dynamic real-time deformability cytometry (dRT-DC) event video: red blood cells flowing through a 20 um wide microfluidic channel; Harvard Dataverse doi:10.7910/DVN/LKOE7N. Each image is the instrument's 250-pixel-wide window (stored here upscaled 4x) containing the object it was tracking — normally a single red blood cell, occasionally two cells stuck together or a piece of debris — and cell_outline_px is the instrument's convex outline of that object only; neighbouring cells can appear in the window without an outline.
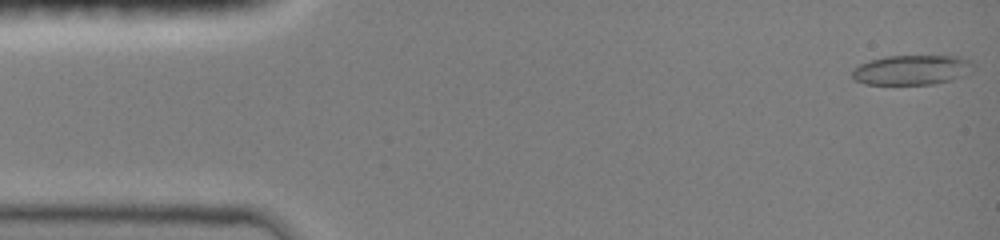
{"species": "common noctule bat (a hibernating species)", "species_latin": "Nyctalus noctula", "temperature_condition": "room temperature", "stored_images_in_passage": 33, "camera_frame_rate_fps": 3000, "um_per_image_px": 0.085, "animal": {"sex": "female", "body_mass_g": 19.0, "forearm_length_mm": 51.5}, "frame": {"image": 1, "passage_image": 1, "time_ms": 0.0, "image_size_px": [1000, 240], "cell_outline_px": [[976, 68], [972, 72], [964, 76], [952, 80], [932, 84], [864, 84], [856, 80], [852, 76], [852, 72], [860, 64], [868, 60], [888, 56], [960, 56], [976, 64]], "centroid_in_image_um": [77.58, 5.94], "position_along_channel_um": 7.4, "area_um2": 21.21}}
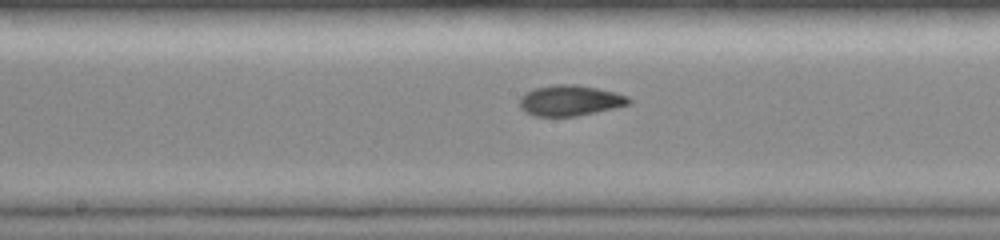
{"frame": {"image": 2, "passage_image": 20, "time_ms": 6.333, "image_size_px": [1000, 240], "cell_outline_px": [[632, 104], [596, 112], [576, 116], [536, 116], [524, 112], [520, 108], [520, 96], [536, 88], [556, 84], [576, 84], [616, 92], [628, 96], [632, 100]], "centroid_in_image_um": [48.49, 8.54], "position_along_channel_um": 199.7, "area_um2": 19.54}}
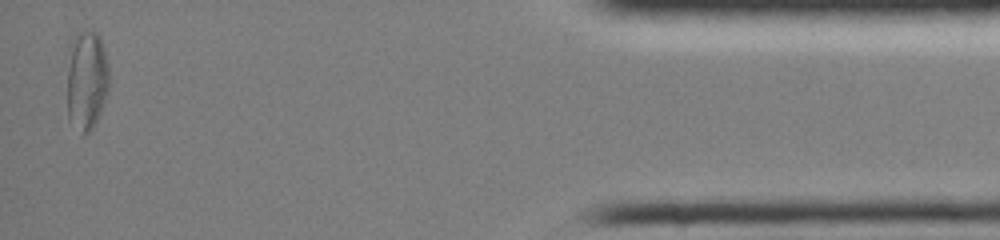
{"frame": {"image": 3, "passage_image": 33, "time_ms": 10.667, "image_size_px": [1000, 240], "cell_outline_px": [[108, 92], [100, 112], [92, 128], [84, 136], [80, 136], [68, 120], [68, 44], [84, 28], [96, 32], [100, 36], [104, 48], [108, 64]], "centroid_in_image_um": [7.35, 6.81], "position_along_channel_um": 427.9, "area_um2": 24.91}}